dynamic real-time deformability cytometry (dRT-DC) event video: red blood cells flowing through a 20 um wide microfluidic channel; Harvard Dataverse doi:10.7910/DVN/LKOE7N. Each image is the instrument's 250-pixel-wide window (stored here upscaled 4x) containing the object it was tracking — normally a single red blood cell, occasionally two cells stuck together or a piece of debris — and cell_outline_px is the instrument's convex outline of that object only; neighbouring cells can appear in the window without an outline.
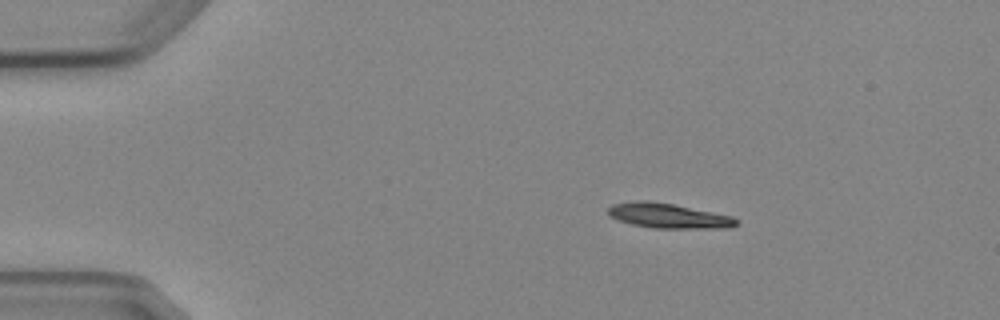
{"species": "Egyptian fruit bat (a non-hibernating species)", "species_latin": "Rousettus aegyptiacus", "temperature_condition": "cold", "stored_images_in_passage": 3, "camera_frame_rate_fps": 3000, "um_per_image_px": 0.085, "animal": {"sex": "female"}, "frame": {"image": 1, "passage_image": 1, "time_ms": 0.0, "image_size_px": [1000, 320], "cell_outline_px": [[740, 224], [728, 228], [652, 228], [632, 224], [608, 216], [608, 208], [612, 204], [632, 200], [648, 200], [672, 204], [732, 216]], "centroid_in_image_um": [56.78, 18.33], "position_along_channel_um": 28.2, "area_um2": 18.55}}